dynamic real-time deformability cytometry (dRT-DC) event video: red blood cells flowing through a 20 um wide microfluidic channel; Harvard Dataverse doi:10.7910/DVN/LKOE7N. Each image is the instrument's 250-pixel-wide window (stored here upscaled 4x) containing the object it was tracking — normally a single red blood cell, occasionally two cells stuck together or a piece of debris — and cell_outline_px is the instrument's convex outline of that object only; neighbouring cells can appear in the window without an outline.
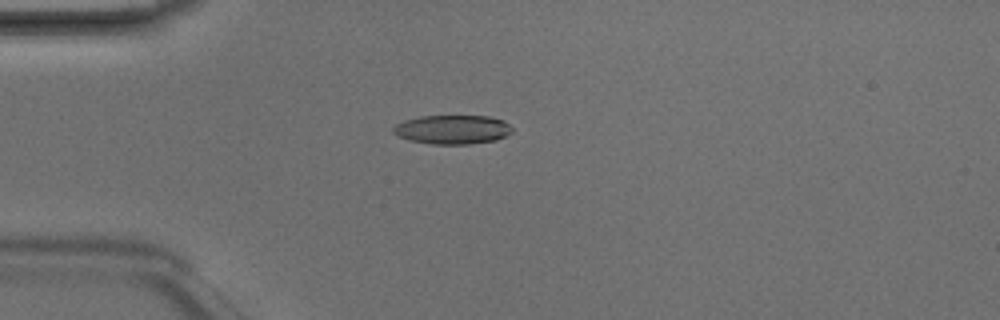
{"species": "Egyptian fruit bat (a non-hibernating species)", "species_latin": "Rousettus aegyptiacus", "temperature_condition": "room temperature", "stored_images_in_passage": 5, "camera_frame_rate_fps": 3000, "um_per_image_px": 0.085, "animal": {"sex": "male"}, "frame": {"image": 1, "passage_image": 5, "time_ms": 1.333, "image_size_px": [1000, 320], "cell_outline_px": [[512, 132], [496, 140], [468, 144], [432, 144], [408, 140], [396, 136], [392, 132], [392, 128], [396, 124], [404, 120], [420, 116], [488, 116], [504, 120], [512, 128]], "centroid_in_image_um": [38.42, 11.01], "position_along_channel_um": 46.6, "area_um2": 20.23}}